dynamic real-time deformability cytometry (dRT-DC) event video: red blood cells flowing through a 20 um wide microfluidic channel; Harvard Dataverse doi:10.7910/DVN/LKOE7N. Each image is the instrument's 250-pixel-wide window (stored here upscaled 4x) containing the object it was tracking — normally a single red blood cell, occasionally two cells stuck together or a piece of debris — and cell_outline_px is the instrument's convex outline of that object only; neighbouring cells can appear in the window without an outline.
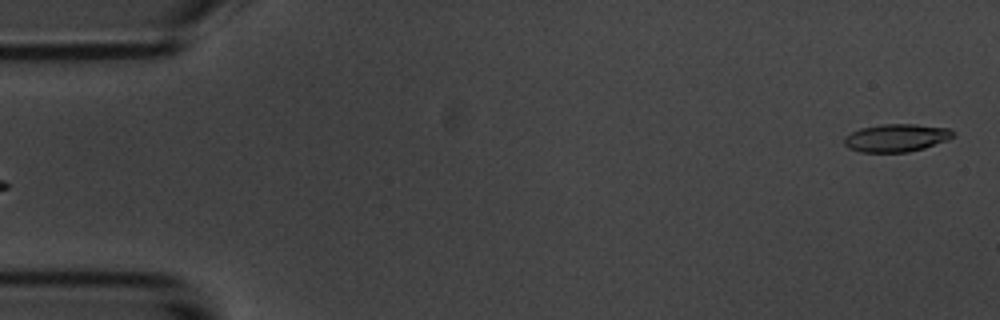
{"species": "common noctule bat (a hibernating species)", "species_latin": "Nyctalus noctula", "temperature_condition": "room temperature", "stored_images_in_passage": 3, "camera_frame_rate_fps": 3000, "um_per_image_px": 0.085, "animal": {"sex": "male", "body_mass_g": 20.1, "forearm_length_mm": 53.5}, "frame": {"image": 1, "passage_image": 3, "time_ms": 2.0, "image_size_px": [1000, 320], "cell_outline_px": [[952, 136], [948, 140], [924, 148], [908, 152], [860, 152], [848, 148], [844, 144], [844, 136], [860, 128], [880, 124], [916, 124], [948, 128], [952, 132]], "centroid_in_image_um": [76.14, 11.72], "position_along_channel_um": 8.9, "area_um2": 17.63}}